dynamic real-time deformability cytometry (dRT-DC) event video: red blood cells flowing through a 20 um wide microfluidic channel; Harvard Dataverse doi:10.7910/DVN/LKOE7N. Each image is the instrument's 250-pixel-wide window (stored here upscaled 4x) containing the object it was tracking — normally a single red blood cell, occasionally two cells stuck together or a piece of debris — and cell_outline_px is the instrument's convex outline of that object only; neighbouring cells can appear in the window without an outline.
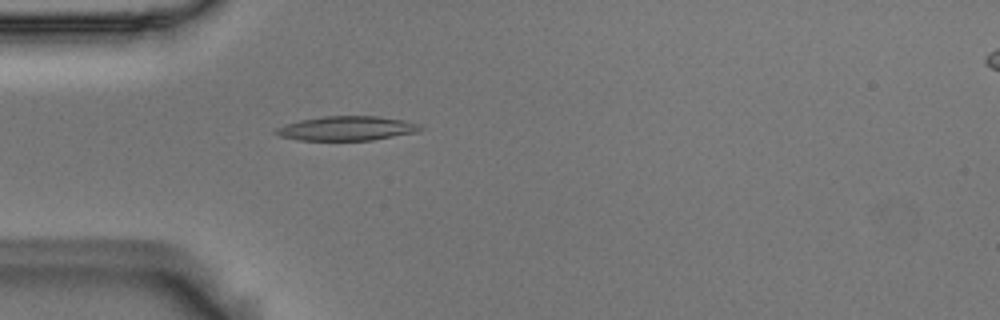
{"species": "Egyptian fruit bat (a non-hibernating species)", "species_latin": "Rousettus aegyptiacus", "temperature_condition": "room temperature", "stored_images_in_passage": 4, "camera_frame_rate_fps": 3000, "um_per_image_px": 0.085, "animal": {"sex": "male"}, "frame": {"image": 1, "passage_image": 4, "time_ms": 1.0, "image_size_px": [1000, 320], "cell_outline_px": [[424, 128], [416, 132], [372, 140], [296, 140], [280, 136], [272, 132], [276, 128], [284, 124], [300, 120], [324, 116], [376, 116], [404, 120], [420, 124]], "centroid_in_image_um": [29.45, 10.91], "position_along_channel_um": 55.6, "area_um2": 20.52}}